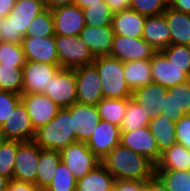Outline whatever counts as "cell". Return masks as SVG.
Returning <instances> with one entry per match:
<instances>
[{
	"label": "cell",
	"mask_w": 190,
	"mask_h": 191,
	"mask_svg": "<svg viewBox=\"0 0 190 191\" xmlns=\"http://www.w3.org/2000/svg\"><path fill=\"white\" fill-rule=\"evenodd\" d=\"M100 163L115 180L147 181L155 176L156 165L151 160L121 143L116 145Z\"/></svg>",
	"instance_id": "1"
},
{
	"label": "cell",
	"mask_w": 190,
	"mask_h": 191,
	"mask_svg": "<svg viewBox=\"0 0 190 191\" xmlns=\"http://www.w3.org/2000/svg\"><path fill=\"white\" fill-rule=\"evenodd\" d=\"M45 8L44 0H16L13 9L0 20L2 41L21 44L30 23Z\"/></svg>",
	"instance_id": "2"
},
{
	"label": "cell",
	"mask_w": 190,
	"mask_h": 191,
	"mask_svg": "<svg viewBox=\"0 0 190 191\" xmlns=\"http://www.w3.org/2000/svg\"><path fill=\"white\" fill-rule=\"evenodd\" d=\"M33 141L40 148L61 151L77 142L69 108H61L57 115L47 124L38 128Z\"/></svg>",
	"instance_id": "3"
},
{
	"label": "cell",
	"mask_w": 190,
	"mask_h": 191,
	"mask_svg": "<svg viewBox=\"0 0 190 191\" xmlns=\"http://www.w3.org/2000/svg\"><path fill=\"white\" fill-rule=\"evenodd\" d=\"M103 98L129 99L132 92L124 77V63L110 56L95 57Z\"/></svg>",
	"instance_id": "4"
},
{
	"label": "cell",
	"mask_w": 190,
	"mask_h": 191,
	"mask_svg": "<svg viewBox=\"0 0 190 191\" xmlns=\"http://www.w3.org/2000/svg\"><path fill=\"white\" fill-rule=\"evenodd\" d=\"M55 46L61 68L76 69L95 61L90 49L79 36L55 35Z\"/></svg>",
	"instance_id": "5"
},
{
	"label": "cell",
	"mask_w": 190,
	"mask_h": 191,
	"mask_svg": "<svg viewBox=\"0 0 190 191\" xmlns=\"http://www.w3.org/2000/svg\"><path fill=\"white\" fill-rule=\"evenodd\" d=\"M22 94L48 92L51 79L62 69L59 64L25 61L23 65Z\"/></svg>",
	"instance_id": "6"
},
{
	"label": "cell",
	"mask_w": 190,
	"mask_h": 191,
	"mask_svg": "<svg viewBox=\"0 0 190 191\" xmlns=\"http://www.w3.org/2000/svg\"><path fill=\"white\" fill-rule=\"evenodd\" d=\"M61 161L78 180L100 164L86 142H74L60 151Z\"/></svg>",
	"instance_id": "7"
},
{
	"label": "cell",
	"mask_w": 190,
	"mask_h": 191,
	"mask_svg": "<svg viewBox=\"0 0 190 191\" xmlns=\"http://www.w3.org/2000/svg\"><path fill=\"white\" fill-rule=\"evenodd\" d=\"M76 73V102L97 105L103 98L101 81L94 63L75 69Z\"/></svg>",
	"instance_id": "8"
},
{
	"label": "cell",
	"mask_w": 190,
	"mask_h": 191,
	"mask_svg": "<svg viewBox=\"0 0 190 191\" xmlns=\"http://www.w3.org/2000/svg\"><path fill=\"white\" fill-rule=\"evenodd\" d=\"M155 53V49L142 37L128 38L114 34L110 57L126 63L129 61L151 60Z\"/></svg>",
	"instance_id": "9"
},
{
	"label": "cell",
	"mask_w": 190,
	"mask_h": 191,
	"mask_svg": "<svg viewBox=\"0 0 190 191\" xmlns=\"http://www.w3.org/2000/svg\"><path fill=\"white\" fill-rule=\"evenodd\" d=\"M75 69L62 68L51 79L45 94L60 108H69L76 102Z\"/></svg>",
	"instance_id": "10"
},
{
	"label": "cell",
	"mask_w": 190,
	"mask_h": 191,
	"mask_svg": "<svg viewBox=\"0 0 190 191\" xmlns=\"http://www.w3.org/2000/svg\"><path fill=\"white\" fill-rule=\"evenodd\" d=\"M36 130L22 101L15 107L9 118L0 127L3 139L21 142L33 141Z\"/></svg>",
	"instance_id": "11"
},
{
	"label": "cell",
	"mask_w": 190,
	"mask_h": 191,
	"mask_svg": "<svg viewBox=\"0 0 190 191\" xmlns=\"http://www.w3.org/2000/svg\"><path fill=\"white\" fill-rule=\"evenodd\" d=\"M54 33L61 36H79L86 23L82 9L75 4L51 8Z\"/></svg>",
	"instance_id": "12"
},
{
	"label": "cell",
	"mask_w": 190,
	"mask_h": 191,
	"mask_svg": "<svg viewBox=\"0 0 190 191\" xmlns=\"http://www.w3.org/2000/svg\"><path fill=\"white\" fill-rule=\"evenodd\" d=\"M40 149L34 141L22 142L17 147L13 179L36 185Z\"/></svg>",
	"instance_id": "13"
},
{
	"label": "cell",
	"mask_w": 190,
	"mask_h": 191,
	"mask_svg": "<svg viewBox=\"0 0 190 191\" xmlns=\"http://www.w3.org/2000/svg\"><path fill=\"white\" fill-rule=\"evenodd\" d=\"M21 101L27 109L35 130L47 125L61 109L43 93L21 94Z\"/></svg>",
	"instance_id": "14"
},
{
	"label": "cell",
	"mask_w": 190,
	"mask_h": 191,
	"mask_svg": "<svg viewBox=\"0 0 190 191\" xmlns=\"http://www.w3.org/2000/svg\"><path fill=\"white\" fill-rule=\"evenodd\" d=\"M120 143L130 150L151 160L155 165L160 159L161 153L156 144L154 135L149 127L135 129L131 132H121Z\"/></svg>",
	"instance_id": "15"
},
{
	"label": "cell",
	"mask_w": 190,
	"mask_h": 191,
	"mask_svg": "<svg viewBox=\"0 0 190 191\" xmlns=\"http://www.w3.org/2000/svg\"><path fill=\"white\" fill-rule=\"evenodd\" d=\"M70 113L77 140L87 142L101 121L97 106L75 102L70 106Z\"/></svg>",
	"instance_id": "16"
},
{
	"label": "cell",
	"mask_w": 190,
	"mask_h": 191,
	"mask_svg": "<svg viewBox=\"0 0 190 191\" xmlns=\"http://www.w3.org/2000/svg\"><path fill=\"white\" fill-rule=\"evenodd\" d=\"M120 137V127L101 120L86 144L101 161L116 145L120 144Z\"/></svg>",
	"instance_id": "17"
},
{
	"label": "cell",
	"mask_w": 190,
	"mask_h": 191,
	"mask_svg": "<svg viewBox=\"0 0 190 191\" xmlns=\"http://www.w3.org/2000/svg\"><path fill=\"white\" fill-rule=\"evenodd\" d=\"M152 82L158 83L164 87L173 86L187 82L188 76L185 74V68H180L161 53L156 52L150 60Z\"/></svg>",
	"instance_id": "18"
},
{
	"label": "cell",
	"mask_w": 190,
	"mask_h": 191,
	"mask_svg": "<svg viewBox=\"0 0 190 191\" xmlns=\"http://www.w3.org/2000/svg\"><path fill=\"white\" fill-rule=\"evenodd\" d=\"M22 48L26 61L46 62L59 64V58L55 46V36L47 37H24Z\"/></svg>",
	"instance_id": "19"
},
{
	"label": "cell",
	"mask_w": 190,
	"mask_h": 191,
	"mask_svg": "<svg viewBox=\"0 0 190 191\" xmlns=\"http://www.w3.org/2000/svg\"><path fill=\"white\" fill-rule=\"evenodd\" d=\"M161 113L174 122H177L185 114H190V84L188 82L168 88Z\"/></svg>",
	"instance_id": "20"
},
{
	"label": "cell",
	"mask_w": 190,
	"mask_h": 191,
	"mask_svg": "<svg viewBox=\"0 0 190 191\" xmlns=\"http://www.w3.org/2000/svg\"><path fill=\"white\" fill-rule=\"evenodd\" d=\"M79 38L87 45L94 57L110 56L114 38L111 26L92 27L85 25L79 33Z\"/></svg>",
	"instance_id": "21"
},
{
	"label": "cell",
	"mask_w": 190,
	"mask_h": 191,
	"mask_svg": "<svg viewBox=\"0 0 190 191\" xmlns=\"http://www.w3.org/2000/svg\"><path fill=\"white\" fill-rule=\"evenodd\" d=\"M168 88L158 83L151 82L132 92L131 98L139 104L152 118L161 114L164 108V97Z\"/></svg>",
	"instance_id": "22"
},
{
	"label": "cell",
	"mask_w": 190,
	"mask_h": 191,
	"mask_svg": "<svg viewBox=\"0 0 190 191\" xmlns=\"http://www.w3.org/2000/svg\"><path fill=\"white\" fill-rule=\"evenodd\" d=\"M146 16L128 8L113 14L111 27L115 35L124 37H142Z\"/></svg>",
	"instance_id": "23"
},
{
	"label": "cell",
	"mask_w": 190,
	"mask_h": 191,
	"mask_svg": "<svg viewBox=\"0 0 190 191\" xmlns=\"http://www.w3.org/2000/svg\"><path fill=\"white\" fill-rule=\"evenodd\" d=\"M142 38L156 52H160L170 45V30L163 14L146 17Z\"/></svg>",
	"instance_id": "24"
},
{
	"label": "cell",
	"mask_w": 190,
	"mask_h": 191,
	"mask_svg": "<svg viewBox=\"0 0 190 191\" xmlns=\"http://www.w3.org/2000/svg\"><path fill=\"white\" fill-rule=\"evenodd\" d=\"M163 15L170 30V44L190 46V14L168 6Z\"/></svg>",
	"instance_id": "25"
},
{
	"label": "cell",
	"mask_w": 190,
	"mask_h": 191,
	"mask_svg": "<svg viewBox=\"0 0 190 191\" xmlns=\"http://www.w3.org/2000/svg\"><path fill=\"white\" fill-rule=\"evenodd\" d=\"M150 132L154 135L160 153L176 143L175 122L164 113L150 118Z\"/></svg>",
	"instance_id": "26"
},
{
	"label": "cell",
	"mask_w": 190,
	"mask_h": 191,
	"mask_svg": "<svg viewBox=\"0 0 190 191\" xmlns=\"http://www.w3.org/2000/svg\"><path fill=\"white\" fill-rule=\"evenodd\" d=\"M114 176L100 163L77 180L76 191H113Z\"/></svg>",
	"instance_id": "27"
},
{
	"label": "cell",
	"mask_w": 190,
	"mask_h": 191,
	"mask_svg": "<svg viewBox=\"0 0 190 191\" xmlns=\"http://www.w3.org/2000/svg\"><path fill=\"white\" fill-rule=\"evenodd\" d=\"M155 170H188L190 171V149L175 143L161 153Z\"/></svg>",
	"instance_id": "28"
},
{
	"label": "cell",
	"mask_w": 190,
	"mask_h": 191,
	"mask_svg": "<svg viewBox=\"0 0 190 191\" xmlns=\"http://www.w3.org/2000/svg\"><path fill=\"white\" fill-rule=\"evenodd\" d=\"M60 162L61 155L59 151L40 149L36 176V185L38 188L45 189L49 185Z\"/></svg>",
	"instance_id": "29"
},
{
	"label": "cell",
	"mask_w": 190,
	"mask_h": 191,
	"mask_svg": "<svg viewBox=\"0 0 190 191\" xmlns=\"http://www.w3.org/2000/svg\"><path fill=\"white\" fill-rule=\"evenodd\" d=\"M124 77L131 92L152 82L150 60L124 63Z\"/></svg>",
	"instance_id": "30"
},
{
	"label": "cell",
	"mask_w": 190,
	"mask_h": 191,
	"mask_svg": "<svg viewBox=\"0 0 190 191\" xmlns=\"http://www.w3.org/2000/svg\"><path fill=\"white\" fill-rule=\"evenodd\" d=\"M129 99L102 98L96 105L101 120L121 126Z\"/></svg>",
	"instance_id": "31"
},
{
	"label": "cell",
	"mask_w": 190,
	"mask_h": 191,
	"mask_svg": "<svg viewBox=\"0 0 190 191\" xmlns=\"http://www.w3.org/2000/svg\"><path fill=\"white\" fill-rule=\"evenodd\" d=\"M150 117L147 112L137 104L132 98H129L126 113L120 126L121 132H131L149 126Z\"/></svg>",
	"instance_id": "32"
},
{
	"label": "cell",
	"mask_w": 190,
	"mask_h": 191,
	"mask_svg": "<svg viewBox=\"0 0 190 191\" xmlns=\"http://www.w3.org/2000/svg\"><path fill=\"white\" fill-rule=\"evenodd\" d=\"M86 25L92 27L111 26L114 12L105 0L82 9Z\"/></svg>",
	"instance_id": "33"
},
{
	"label": "cell",
	"mask_w": 190,
	"mask_h": 191,
	"mask_svg": "<svg viewBox=\"0 0 190 191\" xmlns=\"http://www.w3.org/2000/svg\"><path fill=\"white\" fill-rule=\"evenodd\" d=\"M155 176L169 191H190L188 170H155Z\"/></svg>",
	"instance_id": "34"
},
{
	"label": "cell",
	"mask_w": 190,
	"mask_h": 191,
	"mask_svg": "<svg viewBox=\"0 0 190 191\" xmlns=\"http://www.w3.org/2000/svg\"><path fill=\"white\" fill-rule=\"evenodd\" d=\"M23 68L1 64L0 67V90L9 91L18 95L22 94Z\"/></svg>",
	"instance_id": "35"
},
{
	"label": "cell",
	"mask_w": 190,
	"mask_h": 191,
	"mask_svg": "<svg viewBox=\"0 0 190 191\" xmlns=\"http://www.w3.org/2000/svg\"><path fill=\"white\" fill-rule=\"evenodd\" d=\"M47 37L55 36L54 21L50 8H45L30 23L28 31L24 37Z\"/></svg>",
	"instance_id": "36"
},
{
	"label": "cell",
	"mask_w": 190,
	"mask_h": 191,
	"mask_svg": "<svg viewBox=\"0 0 190 191\" xmlns=\"http://www.w3.org/2000/svg\"><path fill=\"white\" fill-rule=\"evenodd\" d=\"M21 141L3 139L0 144V175L13 179L15 156Z\"/></svg>",
	"instance_id": "37"
},
{
	"label": "cell",
	"mask_w": 190,
	"mask_h": 191,
	"mask_svg": "<svg viewBox=\"0 0 190 191\" xmlns=\"http://www.w3.org/2000/svg\"><path fill=\"white\" fill-rule=\"evenodd\" d=\"M77 179L62 161L58 164L52 181L46 191H76Z\"/></svg>",
	"instance_id": "38"
},
{
	"label": "cell",
	"mask_w": 190,
	"mask_h": 191,
	"mask_svg": "<svg viewBox=\"0 0 190 191\" xmlns=\"http://www.w3.org/2000/svg\"><path fill=\"white\" fill-rule=\"evenodd\" d=\"M1 64L23 67L25 64L24 51L21 44L0 42Z\"/></svg>",
	"instance_id": "39"
},
{
	"label": "cell",
	"mask_w": 190,
	"mask_h": 191,
	"mask_svg": "<svg viewBox=\"0 0 190 191\" xmlns=\"http://www.w3.org/2000/svg\"><path fill=\"white\" fill-rule=\"evenodd\" d=\"M169 62L174 63L180 68H185V74L190 73V46L189 45H173L160 51Z\"/></svg>",
	"instance_id": "40"
},
{
	"label": "cell",
	"mask_w": 190,
	"mask_h": 191,
	"mask_svg": "<svg viewBox=\"0 0 190 191\" xmlns=\"http://www.w3.org/2000/svg\"><path fill=\"white\" fill-rule=\"evenodd\" d=\"M169 6V0H130V9L143 16L163 14Z\"/></svg>",
	"instance_id": "41"
},
{
	"label": "cell",
	"mask_w": 190,
	"mask_h": 191,
	"mask_svg": "<svg viewBox=\"0 0 190 191\" xmlns=\"http://www.w3.org/2000/svg\"><path fill=\"white\" fill-rule=\"evenodd\" d=\"M20 102L21 95L0 90V127L5 123Z\"/></svg>",
	"instance_id": "42"
},
{
	"label": "cell",
	"mask_w": 190,
	"mask_h": 191,
	"mask_svg": "<svg viewBox=\"0 0 190 191\" xmlns=\"http://www.w3.org/2000/svg\"><path fill=\"white\" fill-rule=\"evenodd\" d=\"M176 143L190 149V114H185L175 122Z\"/></svg>",
	"instance_id": "43"
},
{
	"label": "cell",
	"mask_w": 190,
	"mask_h": 191,
	"mask_svg": "<svg viewBox=\"0 0 190 191\" xmlns=\"http://www.w3.org/2000/svg\"><path fill=\"white\" fill-rule=\"evenodd\" d=\"M146 181L115 180L113 191H145Z\"/></svg>",
	"instance_id": "44"
},
{
	"label": "cell",
	"mask_w": 190,
	"mask_h": 191,
	"mask_svg": "<svg viewBox=\"0 0 190 191\" xmlns=\"http://www.w3.org/2000/svg\"><path fill=\"white\" fill-rule=\"evenodd\" d=\"M37 189L38 186L33 183L11 179L7 184L6 191H36Z\"/></svg>",
	"instance_id": "45"
},
{
	"label": "cell",
	"mask_w": 190,
	"mask_h": 191,
	"mask_svg": "<svg viewBox=\"0 0 190 191\" xmlns=\"http://www.w3.org/2000/svg\"><path fill=\"white\" fill-rule=\"evenodd\" d=\"M169 7L190 14V0H169Z\"/></svg>",
	"instance_id": "46"
},
{
	"label": "cell",
	"mask_w": 190,
	"mask_h": 191,
	"mask_svg": "<svg viewBox=\"0 0 190 191\" xmlns=\"http://www.w3.org/2000/svg\"><path fill=\"white\" fill-rule=\"evenodd\" d=\"M145 191H169L162 182L156 177L146 181Z\"/></svg>",
	"instance_id": "47"
},
{
	"label": "cell",
	"mask_w": 190,
	"mask_h": 191,
	"mask_svg": "<svg viewBox=\"0 0 190 191\" xmlns=\"http://www.w3.org/2000/svg\"><path fill=\"white\" fill-rule=\"evenodd\" d=\"M105 2L114 13L130 8V0H105Z\"/></svg>",
	"instance_id": "48"
},
{
	"label": "cell",
	"mask_w": 190,
	"mask_h": 191,
	"mask_svg": "<svg viewBox=\"0 0 190 191\" xmlns=\"http://www.w3.org/2000/svg\"><path fill=\"white\" fill-rule=\"evenodd\" d=\"M15 2L16 0H0V20L9 14Z\"/></svg>",
	"instance_id": "49"
},
{
	"label": "cell",
	"mask_w": 190,
	"mask_h": 191,
	"mask_svg": "<svg viewBox=\"0 0 190 191\" xmlns=\"http://www.w3.org/2000/svg\"><path fill=\"white\" fill-rule=\"evenodd\" d=\"M75 0H44L45 7L54 8L61 5L74 4Z\"/></svg>",
	"instance_id": "50"
},
{
	"label": "cell",
	"mask_w": 190,
	"mask_h": 191,
	"mask_svg": "<svg viewBox=\"0 0 190 191\" xmlns=\"http://www.w3.org/2000/svg\"><path fill=\"white\" fill-rule=\"evenodd\" d=\"M101 0H75L74 4L79 6L81 9L86 8L94 3H99Z\"/></svg>",
	"instance_id": "51"
},
{
	"label": "cell",
	"mask_w": 190,
	"mask_h": 191,
	"mask_svg": "<svg viewBox=\"0 0 190 191\" xmlns=\"http://www.w3.org/2000/svg\"><path fill=\"white\" fill-rule=\"evenodd\" d=\"M9 180L7 177L0 175V191H6Z\"/></svg>",
	"instance_id": "52"
},
{
	"label": "cell",
	"mask_w": 190,
	"mask_h": 191,
	"mask_svg": "<svg viewBox=\"0 0 190 191\" xmlns=\"http://www.w3.org/2000/svg\"><path fill=\"white\" fill-rule=\"evenodd\" d=\"M187 82L190 84V73L188 74Z\"/></svg>",
	"instance_id": "53"
},
{
	"label": "cell",
	"mask_w": 190,
	"mask_h": 191,
	"mask_svg": "<svg viewBox=\"0 0 190 191\" xmlns=\"http://www.w3.org/2000/svg\"><path fill=\"white\" fill-rule=\"evenodd\" d=\"M36 191H46V190L42 188H38Z\"/></svg>",
	"instance_id": "54"
},
{
	"label": "cell",
	"mask_w": 190,
	"mask_h": 191,
	"mask_svg": "<svg viewBox=\"0 0 190 191\" xmlns=\"http://www.w3.org/2000/svg\"><path fill=\"white\" fill-rule=\"evenodd\" d=\"M2 140H3V137L0 135V144H1Z\"/></svg>",
	"instance_id": "55"
},
{
	"label": "cell",
	"mask_w": 190,
	"mask_h": 191,
	"mask_svg": "<svg viewBox=\"0 0 190 191\" xmlns=\"http://www.w3.org/2000/svg\"><path fill=\"white\" fill-rule=\"evenodd\" d=\"M0 42H2V35H1V32H0Z\"/></svg>",
	"instance_id": "56"
}]
</instances>
